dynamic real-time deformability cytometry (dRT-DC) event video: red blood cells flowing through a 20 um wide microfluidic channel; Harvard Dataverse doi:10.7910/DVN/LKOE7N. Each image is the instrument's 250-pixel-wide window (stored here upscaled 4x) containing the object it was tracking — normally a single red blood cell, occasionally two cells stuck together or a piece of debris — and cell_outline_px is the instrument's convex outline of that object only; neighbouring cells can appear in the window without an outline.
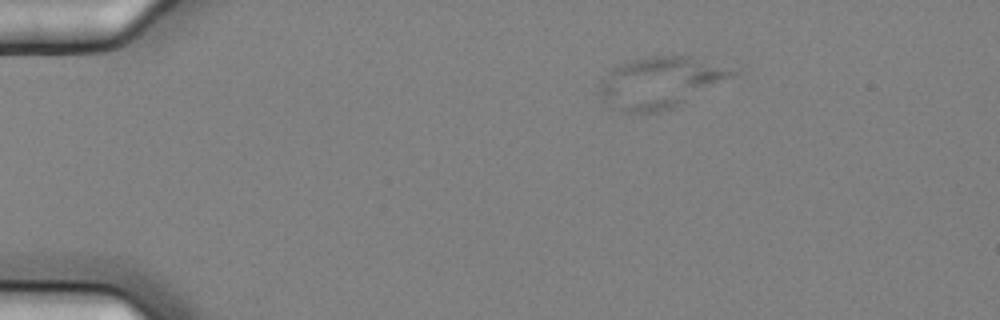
{"species": "common noctule bat (a hibernating species)", "species_latin": "Nyctalus noctula", "temperature_condition": "cold", "stored_images_in_passage": 4, "camera_frame_rate_fps": 3000, "um_per_image_px": 0.085, "animal": {"sex": "female", "body_mass_g": 25.1}, "frame": {"image": 1, "passage_image": 1, "time_ms": 0.0, "image_size_px": [1000, 320], "cell_outline_px": [[740, 72], [668, 108], [656, 112], [624, 112], [596, 92], [604, 76], [616, 64], [628, 60], [644, 56], [684, 56]], "centroid_in_image_um": [55.98, 6.97], "position_along_channel_um": 29.0, "area_um2": 37.8}}
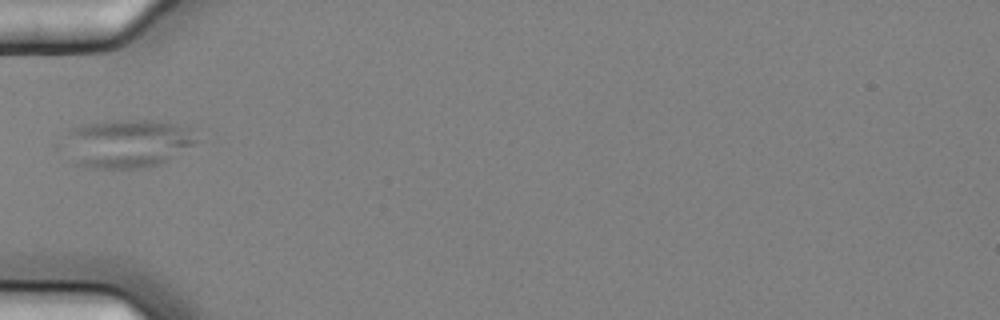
{"frame": {"image": 2, "passage_image": 4, "time_ms": 1.0, "image_size_px": [1000, 320], "cell_outline_px": [[192, 144], [168, 160], [160, 164], [144, 168], [96, 168], [72, 164], [68, 132], [72, 128], [80, 124], [112, 120], [152, 120], [172, 124], [188, 128], [192, 140]], "centroid_in_image_um": [10.76, 12.2], "position_along_channel_um": 74.2, "area_um2": 36.24}}